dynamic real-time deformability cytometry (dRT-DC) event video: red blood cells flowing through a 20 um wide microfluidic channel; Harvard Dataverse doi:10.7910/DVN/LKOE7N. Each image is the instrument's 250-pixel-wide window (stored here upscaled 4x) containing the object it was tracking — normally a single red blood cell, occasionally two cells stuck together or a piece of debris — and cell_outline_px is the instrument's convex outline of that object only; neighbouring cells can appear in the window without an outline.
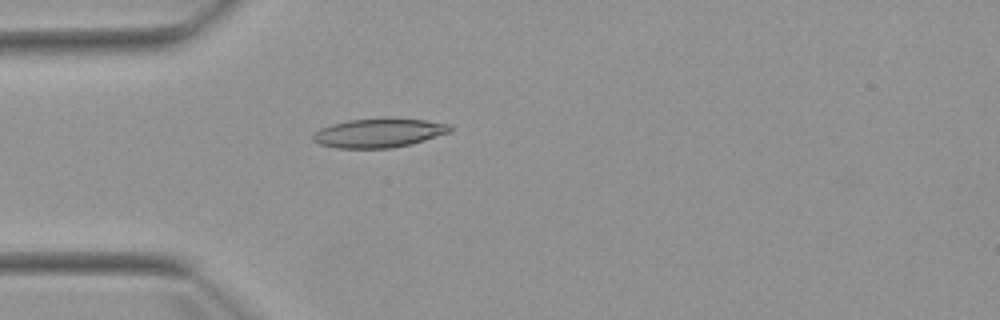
{"species": "Egyptian fruit bat (a non-hibernating species)", "species_latin": "Rousettus aegyptiacus", "temperature_condition": "warm", "stored_images_in_passage": 5, "camera_frame_rate_fps": 3000, "um_per_image_px": 0.085, "animal": {"sex": "female"}, "frame": {"image": 1, "passage_image": 5, "time_ms": 4.667, "image_size_px": [1000, 320], "cell_outline_px": [[452, 132], [412, 144], [392, 148], [336, 148], [320, 144], [312, 140], [312, 136], [320, 128], [332, 124], [348, 120], [384, 116], [424, 120], [452, 124]], "centroid_in_image_um": [32.25, 11.27], "position_along_channel_um": 52.8, "area_um2": 23.81}}